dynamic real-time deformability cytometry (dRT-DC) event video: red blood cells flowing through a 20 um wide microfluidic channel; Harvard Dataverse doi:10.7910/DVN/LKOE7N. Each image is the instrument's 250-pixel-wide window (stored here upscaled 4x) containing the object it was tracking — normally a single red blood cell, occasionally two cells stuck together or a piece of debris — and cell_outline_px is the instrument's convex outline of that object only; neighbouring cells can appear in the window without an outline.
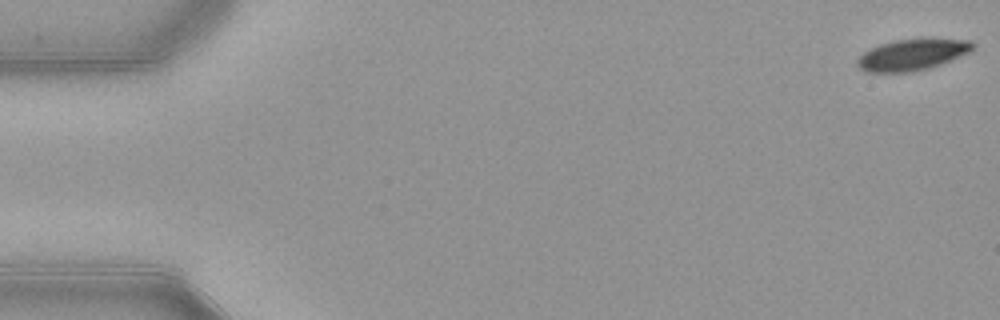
{"species": "common noctule bat (a hibernating species)", "species_latin": "Nyctalus noctula", "temperature_condition": "warm", "stored_images_in_passage": 53, "camera_frame_rate_fps": 3000, "um_per_image_px": 0.085, "animal": {"sex": "female", "body_mass_g": 21.9}, "frame": {"image": 1, "passage_image": 1, "time_ms": 0.0, "image_size_px": [1000, 320], "cell_outline_px": [[976, 44], [968, 52], [940, 64], [928, 68], [912, 72], [864, 72], [856, 64], [856, 60], [864, 52], [880, 44], [892, 40], [920, 36], [928, 36], [972, 40]], "centroid_in_image_um": [77.56, 4.59], "position_along_channel_um": 7.4, "area_um2": 21.73}}
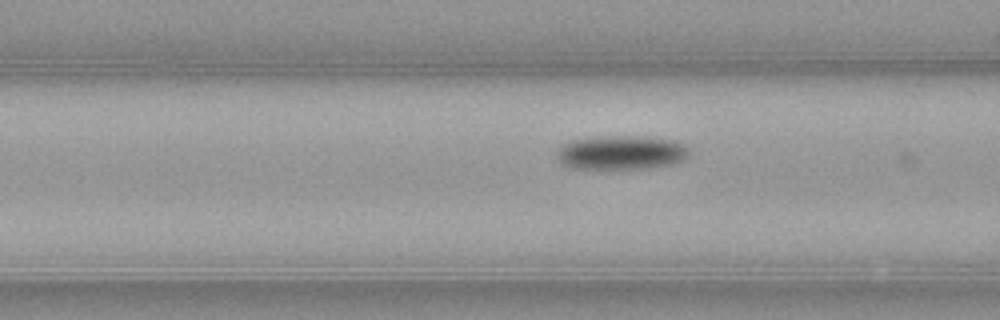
{"frame": {"image": 2, "passage_image": 21, "time_ms": 6.667, "image_size_px": [1000, 320], "cell_outline_px": [[688, 156], [672, 164], [648, 168], [568, 168], [556, 156], [556, 152], [568, 140], [592, 136], [648, 136], [672, 140], [684, 144], [688, 148]], "centroid_in_image_um": [52.77, 12.94], "position_along_channel_um": 113.8, "area_um2": 26.36}}
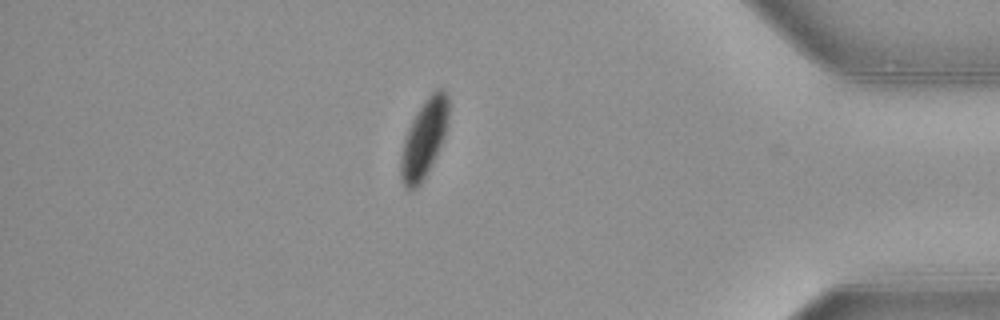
{"frame": {"image": 3, "passage_image": 46, "time_ms": 15.0, "image_size_px": [1000, 320], "cell_outline_px": [[448, 120], [444, 136], [420, 184], [416, 188], [404, 188], [400, 180], [400, 156], [404, 136], [416, 112], [424, 100], [436, 88], [440, 88], [448, 96]], "centroid_in_image_um": [36.0, 11.77], "position_along_channel_um": 399.2, "area_um2": 21.33}, "authors_computed_cell_mechanics": {"area_um2": 23.9292, "velocity_mm_per_s": 3.887, "shape_relaxation_time_tau1_ms": 2.8919, "shape_relaxation_time_tau2_ms": 6.8268, "deformation_change_tau1": 0.1218, "deformation_change_tau2": 0.0742}}